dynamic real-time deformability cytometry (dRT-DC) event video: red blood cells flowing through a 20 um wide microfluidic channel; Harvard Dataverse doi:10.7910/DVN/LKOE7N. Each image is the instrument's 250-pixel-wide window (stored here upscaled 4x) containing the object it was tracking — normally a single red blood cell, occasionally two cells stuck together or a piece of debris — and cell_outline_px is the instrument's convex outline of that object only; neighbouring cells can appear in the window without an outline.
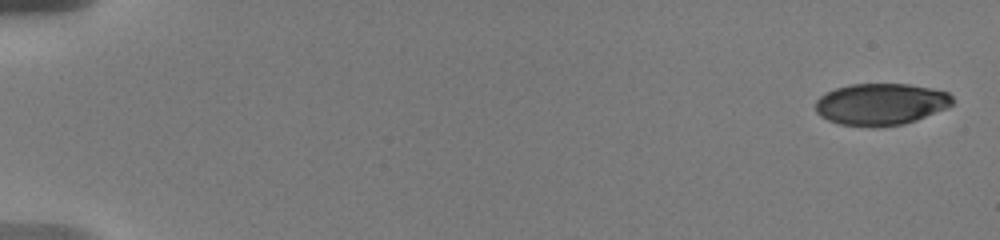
{"species": "human", "species_latin": "Homo sapiens", "temperature_condition": "warm", "stored_images_in_passage": 20, "camera_frame_rate_fps": 3000, "um_per_image_px": 0.085, "donor": {"sex": "male"}, "frame": {"image": 1, "passage_image": 1, "time_ms": 0.0, "image_size_px": [1000, 240], "cell_outline_px": [[952, 104], [948, 108], [916, 120], [904, 124], [876, 128], [872, 128], [840, 124], [828, 120], [820, 116], [816, 112], [816, 100], [820, 96], [836, 88], [848, 84], [908, 84], [932, 88], [948, 92], [952, 96]], "centroid_in_image_um": [74.88, 8.87], "position_along_channel_um": 10.1, "area_um2": 33.64}}
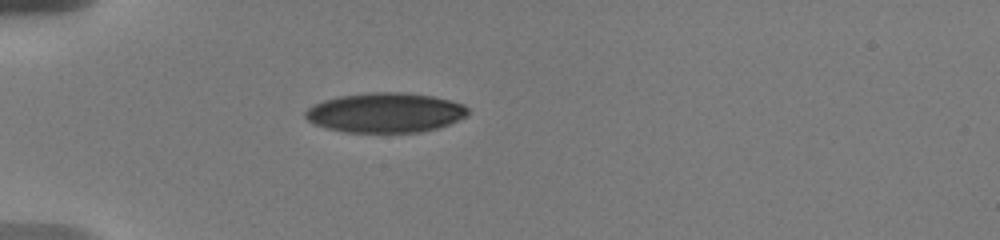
{"frame": {"image": 2, "passage_image": 15, "time_ms": 5.333, "image_size_px": [1000, 240], "cell_outline_px": [[468, 116], [440, 128], [420, 132], [344, 132], [324, 128], [312, 124], [304, 116], [304, 112], [312, 104], [324, 100], [340, 96], [372, 92], [404, 92], [432, 96], [464, 104], [468, 108]], "centroid_in_image_um": [32.74, 9.58], "position_along_channel_um": 52.3, "area_um2": 37.97}}
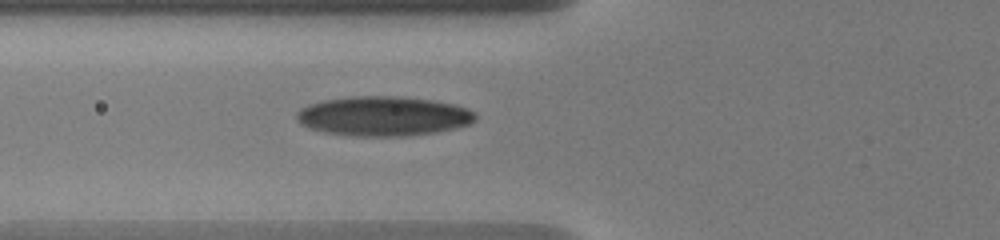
{"frame": {"image": 3, "passage_image": 20, "time_ms": 7.0, "image_size_px": [1000, 240], "cell_outline_px": [[476, 120], [468, 124], [436, 132], [404, 136], [356, 136], [324, 132], [308, 128], [300, 124], [296, 120], [296, 112], [300, 108], [308, 104], [324, 100], [352, 96], [396, 96], [432, 100], [456, 104], [468, 108], [476, 112]], "centroid_in_image_um": [32.56, 9.86], "position_along_channel_um": 93.2, "area_um2": 41.44}}